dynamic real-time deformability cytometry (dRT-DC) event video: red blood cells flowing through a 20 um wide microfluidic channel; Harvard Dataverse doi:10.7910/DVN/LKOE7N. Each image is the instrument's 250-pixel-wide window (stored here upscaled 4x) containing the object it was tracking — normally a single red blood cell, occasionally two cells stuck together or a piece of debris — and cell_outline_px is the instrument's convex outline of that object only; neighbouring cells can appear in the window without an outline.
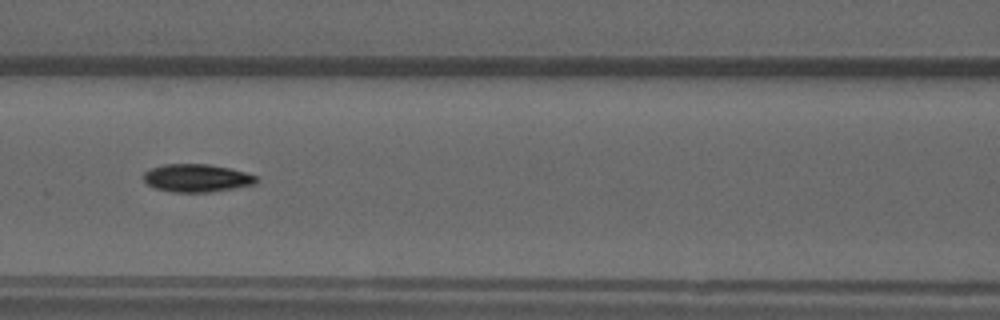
{"species": "common noctule bat (a hibernating species)", "species_latin": "Nyctalus noctula", "temperature_condition": "warm", "stored_images_in_passage": 54, "camera_frame_rate_fps": 3000, "um_per_image_px": 0.085, "animal": {"sex": "male", "forearm_length_mm": 52.5}, "frame": {"image": 1, "passage_image": 24, "time_ms": 7.667, "image_size_px": [1000, 320], "cell_outline_px": [[256, 184], [208, 192], [172, 192], [156, 188], [148, 184], [144, 180], [144, 172], [152, 168], [164, 164], [208, 164], [228, 168], [244, 172], [256, 176]], "centroid_in_image_um": [16.7, 15.13], "position_along_channel_um": 149.9, "area_um2": 18.03}}
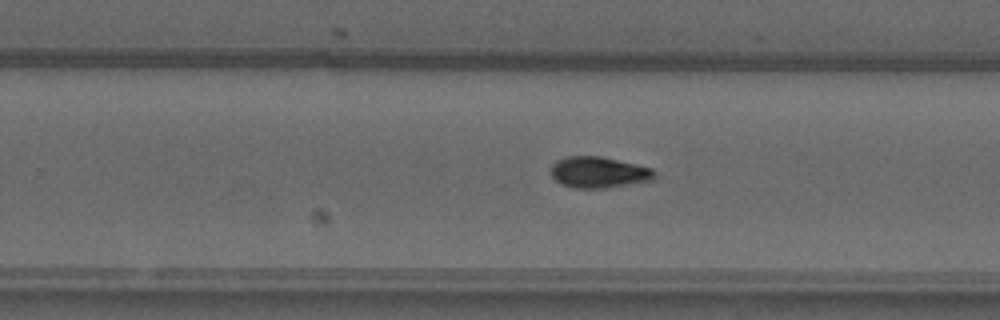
{"frame": {"image": 2, "passage_image": 34, "time_ms": 11.0, "image_size_px": [1000, 320], "cell_outline_px": [[656, 176], [652, 180], [608, 188], [576, 188], [560, 184], [552, 176], [552, 164], [556, 160], [568, 156], [600, 156], [636, 164], [652, 168], [656, 172]], "centroid_in_image_um": [50.9, 14.65], "position_along_channel_um": 278.9, "area_um2": 18.84}}
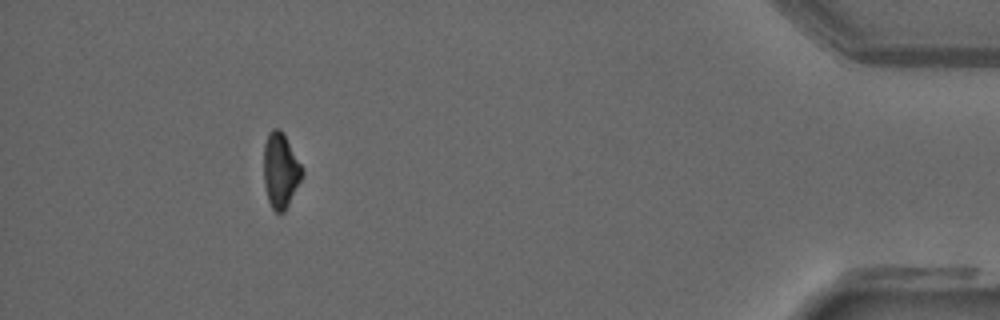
{"frame": {"image": 3, "passage_image": 49, "time_ms": 16.0, "image_size_px": [1000, 320], "cell_outline_px": [[304, 172], [284, 212], [280, 216], [272, 208], [268, 200], [264, 184], [264, 144], [268, 132], [272, 128], [280, 128], [284, 132], [304, 168]], "centroid_in_image_um": [23.85, 14.44], "position_along_channel_um": 411.4, "area_um2": 17.05}, "authors_computed_cell_mechanics": {"area_um2": 17.4556, "velocity_mm_per_s": 3.8997, "shape_relaxation_time_tau1_ms": 4.04, "shape_relaxation_time_tau2_ms": null, "deformation_change_tau1": 0.1336, "deformation_change_tau2": null}}